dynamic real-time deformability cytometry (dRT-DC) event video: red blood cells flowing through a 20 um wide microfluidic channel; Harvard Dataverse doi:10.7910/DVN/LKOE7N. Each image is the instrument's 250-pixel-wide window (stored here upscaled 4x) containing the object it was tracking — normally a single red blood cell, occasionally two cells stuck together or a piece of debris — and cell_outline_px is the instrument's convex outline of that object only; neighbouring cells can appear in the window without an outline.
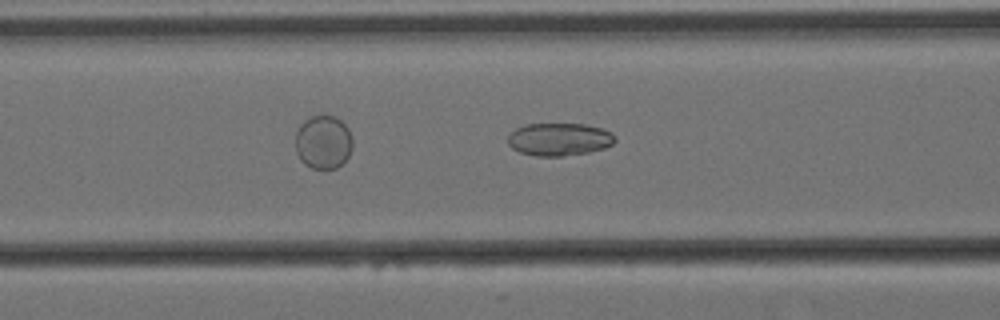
{"species": "Egyptian fruit bat (a non-hibernating species)", "species_latin": "Rousettus aegyptiacus", "temperature_condition": "cold", "stored_images_in_passage": 56, "camera_frame_rate_fps": 3000, "um_per_image_px": 0.085, "animal": {"sex": "female"}, "frame": {"image": 1, "passage_image": 22, "time_ms": 7.0, "image_size_px": [1000, 320], "cell_outline_px": [[616, 140], [612, 144], [604, 148], [588, 152], [560, 156], [536, 156], [520, 152], [512, 148], [508, 144], [508, 132], [524, 124], [584, 124], [604, 128], [612, 132], [616, 136]], "centroid_in_image_um": [47.53, 11.83], "position_along_channel_um": 119.1, "area_um2": 20.63}}
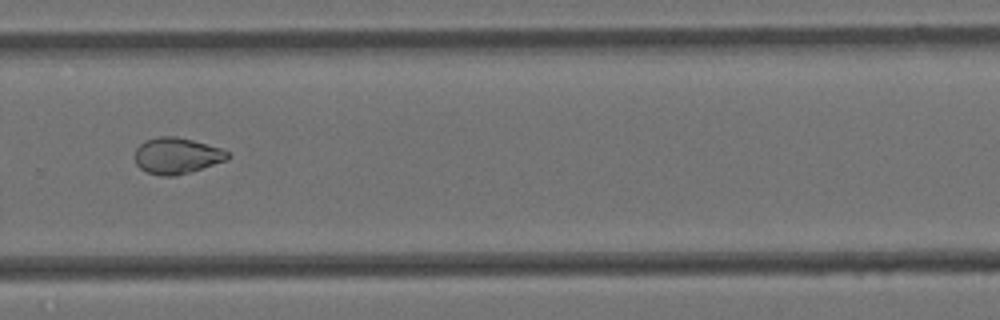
{"frame": {"image": 2, "passage_image": 39, "time_ms": 12.667, "image_size_px": [1000, 320], "cell_outline_px": [[232, 156], [228, 160], [176, 176], [160, 176], [148, 172], [140, 168], [136, 164], [136, 148], [144, 140], [156, 136], [176, 136], [192, 140], [220, 148], [228, 152]], "centroid_in_image_um": [15.03, 13.23], "position_along_channel_um": 314.8, "area_um2": 19.59}}
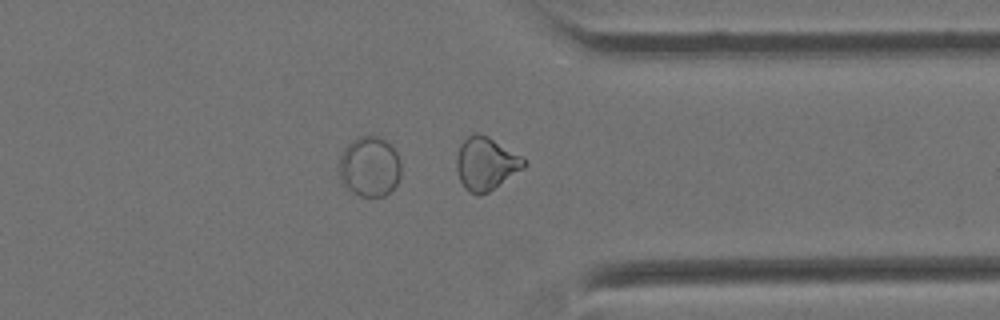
{"frame": {"image": 3, "passage_image": 44, "time_ms": 14.333, "image_size_px": [1000, 320], "cell_outline_px": [[400, 176], [396, 184], [384, 196], [360, 196], [352, 192], [340, 184], [336, 168], [340, 156], [344, 148], [356, 136], [380, 136], [396, 152], [400, 160]], "centroid_in_image_um": [31.34, 14.17], "position_along_channel_um": 380.1, "area_um2": 22.14}, "authors_computed_cell_mechanics": {"area_um2": 23.698, "velocity_mm_per_s": 3.4638, "shape_relaxation_time_tau1_ms": null, "shape_relaxation_time_tau2_ms": 4.3266, "deformation_change_tau1": null, "deformation_change_tau2": 0.0778}}